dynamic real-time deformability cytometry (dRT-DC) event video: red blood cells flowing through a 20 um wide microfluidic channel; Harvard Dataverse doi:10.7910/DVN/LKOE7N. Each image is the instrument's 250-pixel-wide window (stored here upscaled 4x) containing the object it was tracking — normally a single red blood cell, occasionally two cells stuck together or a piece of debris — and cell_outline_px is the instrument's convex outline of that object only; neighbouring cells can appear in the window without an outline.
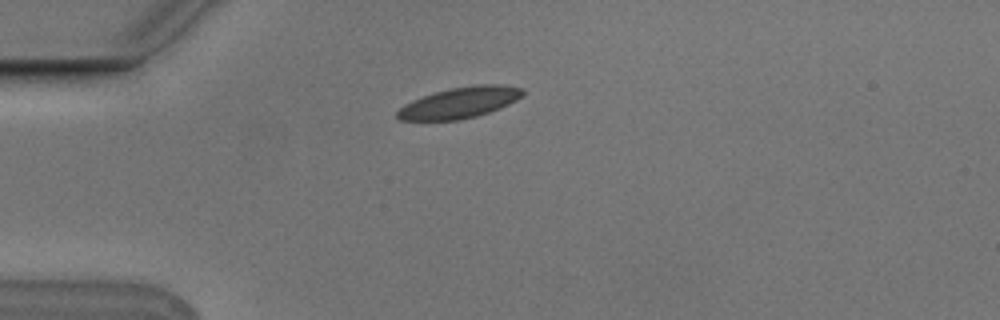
{"species": "Egyptian fruit bat (a non-hibernating species)", "species_latin": "Rousettus aegyptiacus", "temperature_condition": "cold", "stored_images_in_passage": 2, "camera_frame_rate_fps": 3000, "um_per_image_px": 0.085, "animal": {"sex": "male"}, "frame": {"image": 1, "passage_image": 1, "time_ms": 0.0, "image_size_px": [1000, 320], "cell_outline_px": [[524, 92], [516, 100], [500, 108], [476, 116], [460, 120], [400, 120], [396, 116], [396, 112], [404, 104], [412, 100], [436, 92], [452, 88], [472, 84], [504, 84], [524, 88]], "centroid_in_image_um": [39.09, 8.71], "position_along_channel_um": 45.9, "area_um2": 22.6}}